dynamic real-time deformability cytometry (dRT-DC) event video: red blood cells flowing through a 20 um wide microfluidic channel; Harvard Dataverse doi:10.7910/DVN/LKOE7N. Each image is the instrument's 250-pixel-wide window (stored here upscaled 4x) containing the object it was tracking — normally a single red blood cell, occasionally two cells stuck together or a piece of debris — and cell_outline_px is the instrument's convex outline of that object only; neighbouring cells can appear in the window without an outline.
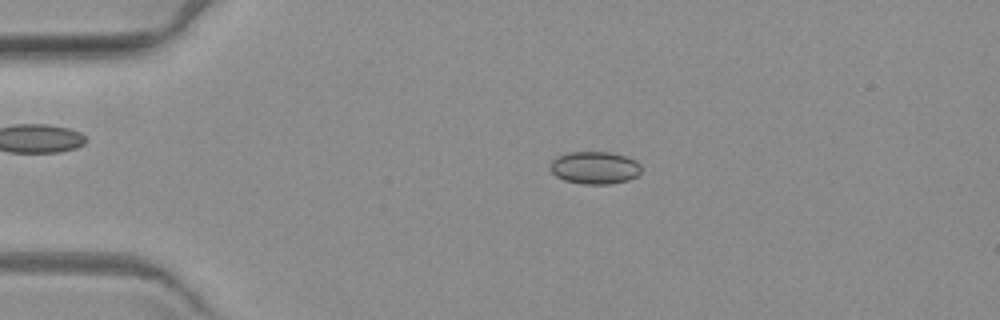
{"species": "common noctule bat (a hibernating species)", "species_latin": "Nyctalus noctula", "temperature_condition": "warm", "stored_images_in_passage": 3, "camera_frame_rate_fps": 3000, "um_per_image_px": 0.085, "animal": {"sex": "female", "body_mass_g": 19.3, "forearm_length_mm": 54.1}, "frame": {"image": 1, "passage_image": 3, "time_ms": 2.667, "image_size_px": [1000, 320], "cell_outline_px": [[640, 172], [636, 176], [628, 180], [608, 184], [580, 184], [564, 180], [556, 176], [548, 168], [552, 160], [556, 156], [568, 152], [612, 152], [628, 156], [636, 160], [640, 164]], "centroid_in_image_um": [50.53, 14.24], "position_along_channel_um": 34.5, "area_um2": 17.51}}